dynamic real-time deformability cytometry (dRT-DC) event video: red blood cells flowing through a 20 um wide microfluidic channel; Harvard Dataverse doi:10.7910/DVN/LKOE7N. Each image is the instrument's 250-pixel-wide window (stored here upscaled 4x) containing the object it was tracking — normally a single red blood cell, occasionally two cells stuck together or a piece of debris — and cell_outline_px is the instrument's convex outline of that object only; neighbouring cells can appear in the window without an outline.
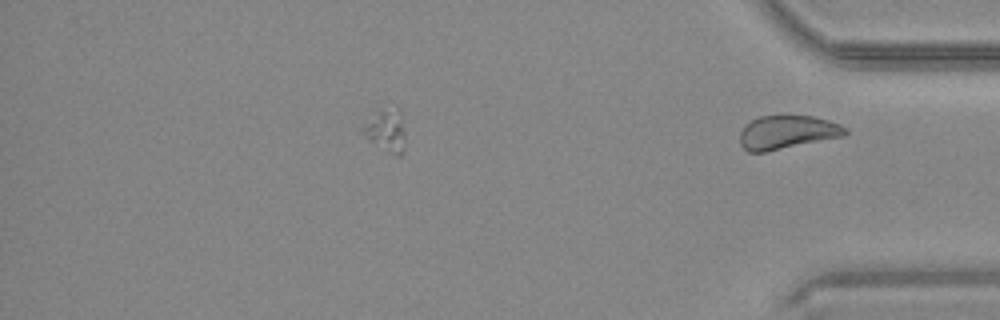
{"species": "common noctule bat (a hibernating species)", "species_latin": "Nyctalus noctula", "temperature_condition": "warm", "stored_images_in_passage": 44, "segment_of_instrument_passage": [2, 2], "camera_frame_rate_fps": 3000, "um_per_image_px": 0.085, "animal": {"sex": "male", "body_mass_g": 20.4}, "frame": {"image": 1, "passage_image": 44, "time_ms": 14.333, "image_size_px": [1000, 320], "cell_outline_px": [[848, 132], [844, 136], [764, 152], [748, 152], [740, 144], [740, 132], [752, 120], [760, 116], [780, 112], [788, 112], [812, 116], [828, 120], [840, 124], [848, 128]], "centroid_in_image_um": [66.93, 11.18], "position_along_channel_um": 368.3, "area_um2": 21.27}}